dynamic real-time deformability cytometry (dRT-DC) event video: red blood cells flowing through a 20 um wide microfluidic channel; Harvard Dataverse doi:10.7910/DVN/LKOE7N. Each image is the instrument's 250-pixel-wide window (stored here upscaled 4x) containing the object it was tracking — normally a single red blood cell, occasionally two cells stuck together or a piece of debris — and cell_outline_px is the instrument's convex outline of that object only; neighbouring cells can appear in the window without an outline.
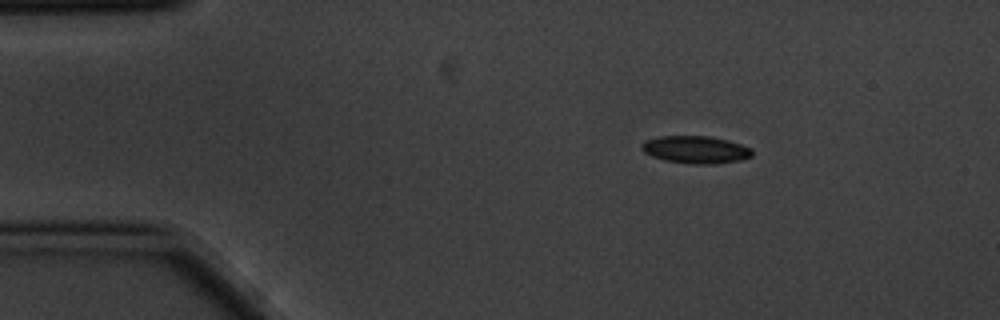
{"species": "common noctule bat (a hibernating species)", "species_latin": "Nyctalus noctula", "temperature_condition": "cold", "stored_images_in_passage": 2, "camera_frame_rate_fps": 3000, "um_per_image_px": 0.085, "animal": {"sex": "male", "body_mass_g": 20.1, "forearm_length_mm": 53.5}, "frame": {"image": 1, "passage_image": 1, "time_ms": 0.0, "image_size_px": [1000, 320], "cell_outline_px": [[752, 156], [740, 160], [712, 164], [692, 164], [664, 160], [652, 156], [644, 152], [640, 148], [640, 144], [644, 140], [660, 136], [708, 136], [728, 140], [752, 148]], "centroid_in_image_um": [59.1, 12.71], "position_along_channel_um": 25.9, "area_um2": 17.74}}